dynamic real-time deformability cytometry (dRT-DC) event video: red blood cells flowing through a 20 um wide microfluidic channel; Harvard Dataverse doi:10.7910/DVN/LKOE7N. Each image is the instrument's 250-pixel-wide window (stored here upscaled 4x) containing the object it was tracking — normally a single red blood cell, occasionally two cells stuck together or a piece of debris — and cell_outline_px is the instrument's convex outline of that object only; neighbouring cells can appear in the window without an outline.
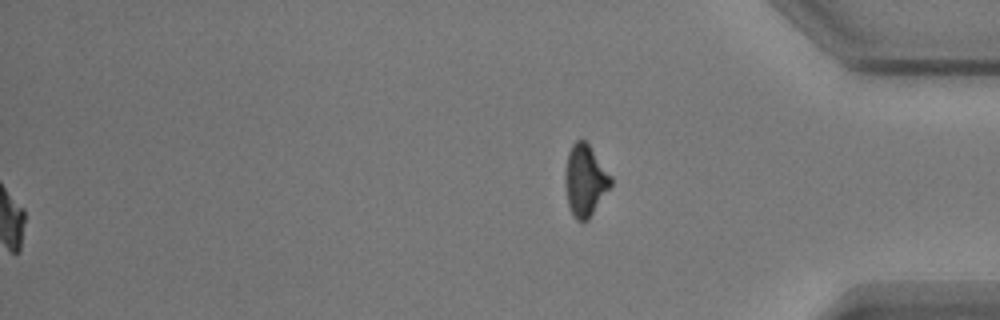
{"species": "common noctule bat (a hibernating species)", "species_latin": "Nyctalus noctula", "temperature_condition": "warm", "stored_images_in_passage": 58, "segment_of_instrument_passage": [2, 2], "camera_frame_rate_fps": 3000, "um_per_image_px": 0.085, "animal": {"sex": "male", "body_mass_g": 17.9}, "frame": {"image": 1, "passage_image": 58, "time_ms": 19.0, "image_size_px": [1000, 320], "cell_outline_px": [[612, 184], [588, 220], [584, 224], [576, 220], [568, 204], [564, 180], [564, 172], [568, 152], [572, 144], [576, 140], [584, 140], [588, 144], [612, 176]], "centroid_in_image_um": [49.72, 15.35], "position_along_channel_um": 385.5, "area_um2": 19.07}}